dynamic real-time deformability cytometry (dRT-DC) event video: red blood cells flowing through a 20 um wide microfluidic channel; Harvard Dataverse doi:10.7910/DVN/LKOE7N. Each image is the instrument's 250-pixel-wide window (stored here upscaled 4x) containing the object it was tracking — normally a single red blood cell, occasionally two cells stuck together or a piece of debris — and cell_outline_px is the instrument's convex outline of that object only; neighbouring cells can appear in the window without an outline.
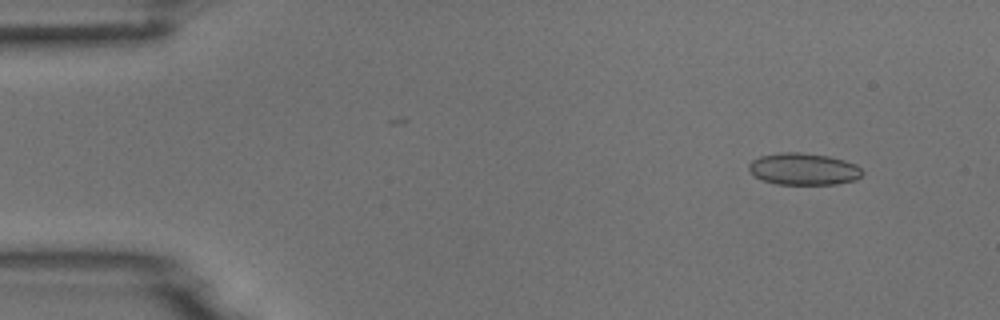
{"species": "common noctule bat (a hibernating species)", "species_latin": "Nyctalus noctula", "temperature_condition": "room temperature", "stored_images_in_passage": 8, "camera_frame_rate_fps": 3000, "um_per_image_px": 0.085, "animal": {"sex": "male", "body_mass_g": 18.8}, "frame": {"image": 1, "passage_image": 2, "time_ms": 0.333, "image_size_px": [1000, 320], "cell_outline_px": [[864, 172], [856, 180], [836, 184], [776, 184], [764, 180], [756, 176], [748, 168], [748, 164], [752, 160], [760, 156], [780, 152], [800, 152], [828, 156], [844, 160], [856, 164]], "centroid_in_image_um": [68.32, 14.36], "position_along_channel_um": 16.7, "area_um2": 21.04}}
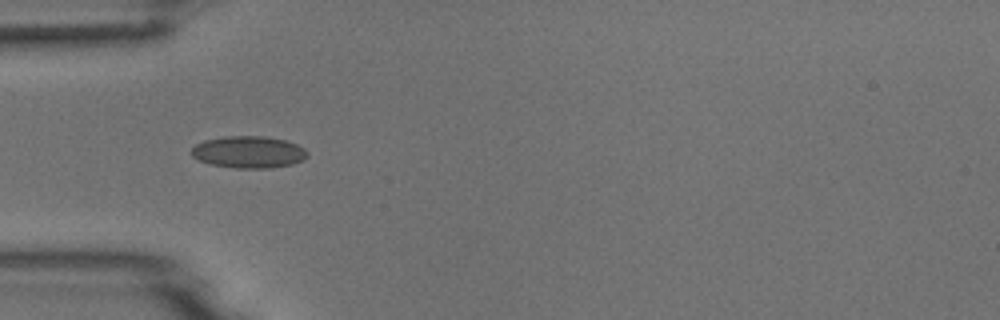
{"frame": {"image": 2, "passage_image": 5, "time_ms": 1.333, "image_size_px": [1000, 320], "cell_outline_px": [[308, 156], [304, 160], [292, 164], [272, 168], [236, 168], [212, 164], [200, 160], [192, 156], [192, 148], [196, 144], [204, 140], [224, 136], [264, 136], [284, 140], [296, 144], [304, 148], [308, 152]], "centroid_in_image_um": [21.16, 12.92], "position_along_channel_um": 63.8, "area_um2": 21.56}}